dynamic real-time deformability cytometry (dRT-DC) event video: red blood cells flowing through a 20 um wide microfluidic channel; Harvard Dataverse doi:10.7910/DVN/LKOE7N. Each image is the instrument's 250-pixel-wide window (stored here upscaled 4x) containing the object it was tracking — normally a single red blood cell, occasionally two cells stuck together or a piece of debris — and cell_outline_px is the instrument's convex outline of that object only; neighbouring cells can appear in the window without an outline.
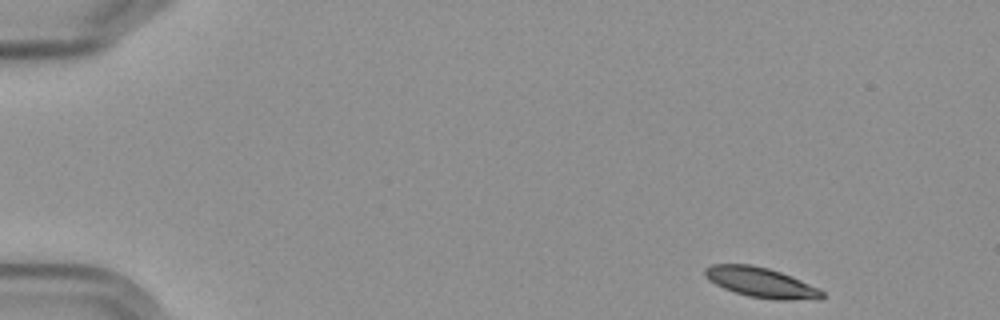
{"species": "Egyptian fruit bat (a non-hibernating species)", "species_latin": "Rousettus aegyptiacus", "temperature_condition": "cold", "stored_images_in_passage": 13, "camera_frame_rate_fps": 3000, "um_per_image_px": 0.085, "frame": {"image": 1, "passage_image": 1, "time_ms": 0.0, "image_size_px": [1000, 320], "cell_outline_px": [[824, 296], [820, 300], [776, 300], [748, 296], [724, 288], [708, 280], [704, 276], [704, 268], [712, 264], [752, 264], [768, 268], [780, 272], [820, 288], [824, 292]], "centroid_in_image_um": [64.71, 24.02], "position_along_channel_um": 20.3, "area_um2": 20.63}}
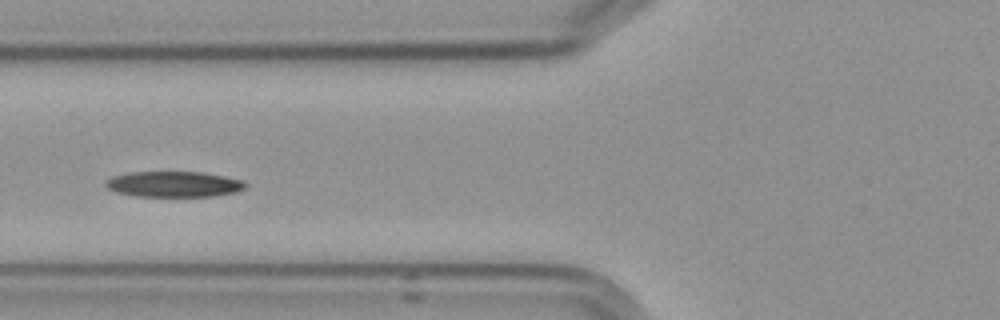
{"frame": {"image": 2, "passage_image": 5, "time_ms": 5.667, "image_size_px": [1000, 320], "cell_outline_px": [[248, 188], [236, 192], [212, 196], [136, 196], [116, 192], [108, 188], [104, 184], [112, 176], [132, 172], [204, 172], [244, 180], [248, 184]], "centroid_in_image_um": [14.84, 15.65], "position_along_channel_um": 111.0, "area_um2": 20.98}}
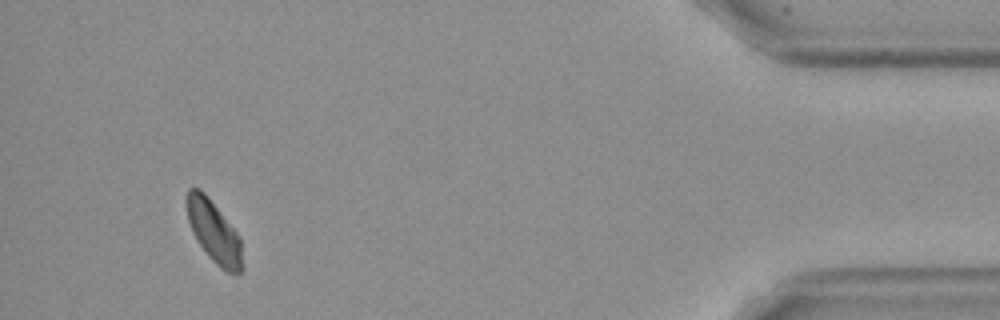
{"frame": {"image": 3, "passage_image": 13, "time_ms": 16.0, "image_size_px": [1000, 320], "cell_outline_px": [[244, 268], [236, 276], [224, 272], [208, 256], [196, 240], [192, 232], [188, 220], [188, 188], [200, 188], [204, 192], [236, 232], [240, 240]], "centroid_in_image_um": [18.22, 19.79], "position_along_channel_um": 417.0, "area_um2": 19.88}, "authors_computed_cell_mechanics": {"area_um2": 21.386, "velocity_mm_per_s": 3.5633, "shape_relaxation_time_tau1_ms": 2.3893, "shape_relaxation_time_tau2_ms": null, "deformation_change_tau1": 0.0883, "deformation_change_tau2": null}}